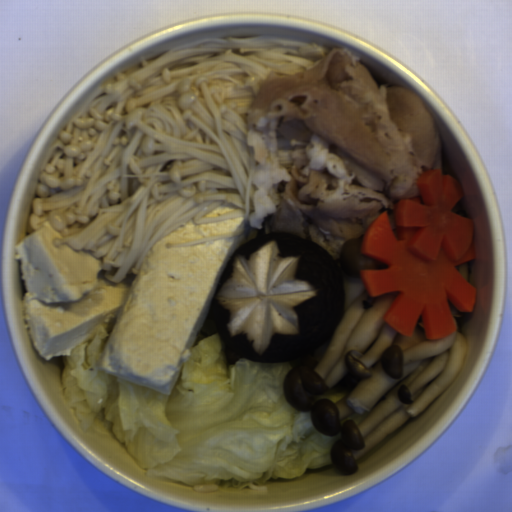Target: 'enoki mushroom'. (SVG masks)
Returning a JSON list of instances; mask_svg holds the SVG:
<instances>
[{
  "label": "enoki mushroom",
  "instance_id": "enoki-mushroom-1",
  "mask_svg": "<svg viewBox=\"0 0 512 512\" xmlns=\"http://www.w3.org/2000/svg\"><path fill=\"white\" fill-rule=\"evenodd\" d=\"M332 50L306 38L217 36L121 69L60 131L26 232L49 222L62 235L54 245L84 248L114 284L137 275L145 253L191 219H244V230L166 248L266 234L249 224L259 162L248 111L269 73L295 74ZM226 203L240 208L205 217Z\"/></svg>",
  "mask_w": 512,
  "mask_h": 512
}]
</instances>
